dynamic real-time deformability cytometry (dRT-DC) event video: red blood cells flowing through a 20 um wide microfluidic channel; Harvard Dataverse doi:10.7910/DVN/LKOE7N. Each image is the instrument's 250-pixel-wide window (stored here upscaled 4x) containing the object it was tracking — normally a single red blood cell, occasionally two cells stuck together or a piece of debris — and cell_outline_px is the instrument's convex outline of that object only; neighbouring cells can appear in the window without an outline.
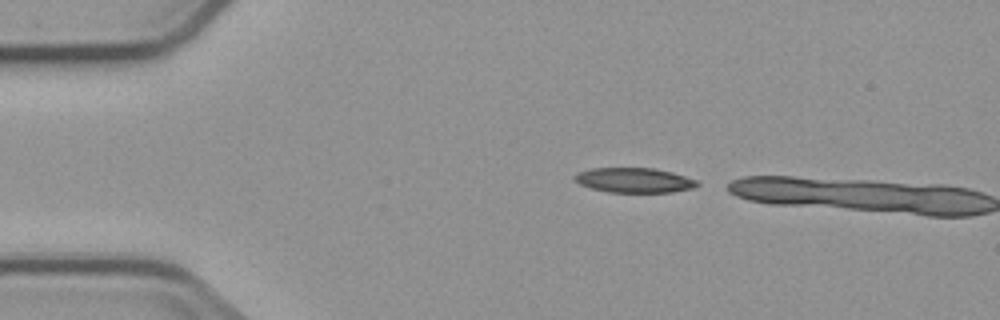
{"species": "common noctule bat (a hibernating species)", "species_latin": "Nyctalus noctula", "temperature_condition": "cold", "stored_images_in_passage": 2, "camera_frame_rate_fps": 3000, "um_per_image_px": 0.085, "animal": {"sex": "male", "body_mass_g": 23.1, "forearm_length_mm": 52.7}, "frame": {"image": 1, "passage_image": 1, "time_ms": 0.0, "image_size_px": [1000, 320], "cell_outline_px": [[700, 184], [692, 188], [672, 192], [608, 192], [592, 188], [580, 184], [572, 180], [572, 176], [576, 172], [588, 168], [656, 168], [672, 172], [696, 180]], "centroid_in_image_um": [53.84, 15.31], "position_along_channel_um": 31.2, "area_um2": 17.86}}